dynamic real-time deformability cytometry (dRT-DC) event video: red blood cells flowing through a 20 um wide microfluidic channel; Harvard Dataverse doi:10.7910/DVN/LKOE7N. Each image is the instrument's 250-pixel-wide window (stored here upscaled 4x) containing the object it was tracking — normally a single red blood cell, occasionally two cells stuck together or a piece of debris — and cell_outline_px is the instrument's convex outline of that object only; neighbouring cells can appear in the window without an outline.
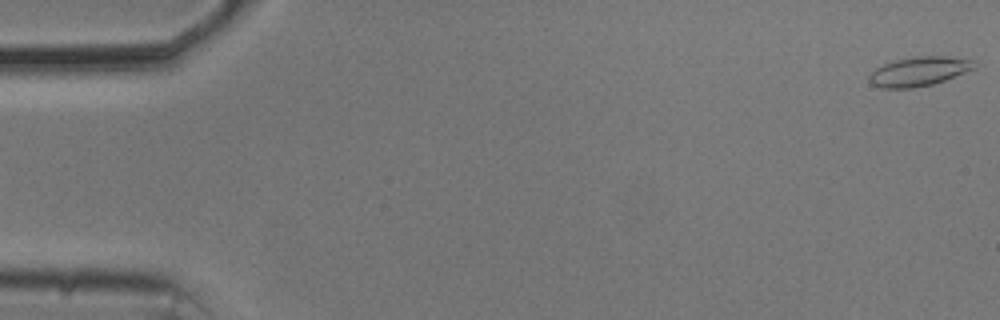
{"species": "common noctule bat (a hibernating species)", "species_latin": "Nyctalus noctula", "temperature_condition": "cold", "stored_images_in_passage": 55, "camera_frame_rate_fps": 3000, "um_per_image_px": 0.085, "animal": {"sex": "male", "body_mass_g": 20.5, "forearm_length_mm": 52.5}, "frame": {"image": 1, "passage_image": 1, "time_ms": 0.0, "image_size_px": [1000, 320], "cell_outline_px": [[976, 68], [944, 80], [932, 84], [912, 88], [880, 88], [872, 84], [868, 80], [868, 76], [876, 68], [884, 64], [896, 60], [916, 56], [948, 56], [972, 60]], "centroid_in_image_um": [78.09, 6.07], "position_along_channel_um": 6.9, "area_um2": 17.74}}
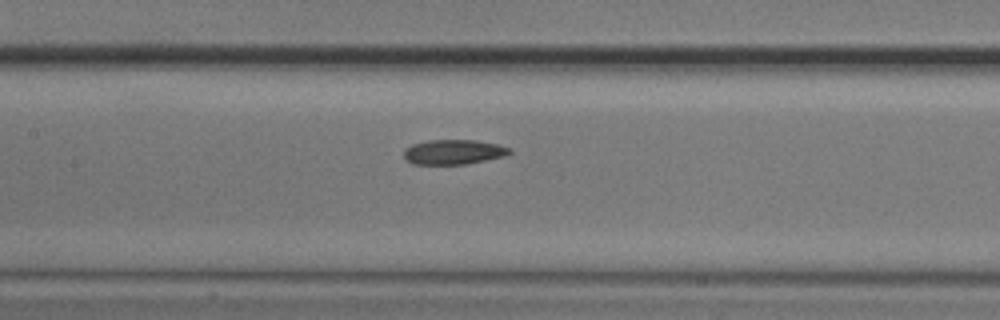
{"frame": {"image": 2, "passage_image": 26, "time_ms": 8.333, "image_size_px": [1000, 320], "cell_outline_px": [[512, 152], [504, 156], [464, 164], [412, 164], [404, 160], [404, 148], [412, 144], [428, 140], [476, 140], [496, 144], [512, 148]], "centroid_in_image_um": [38.51, 12.91], "position_along_channel_um": 168.9, "area_um2": 15.32}}
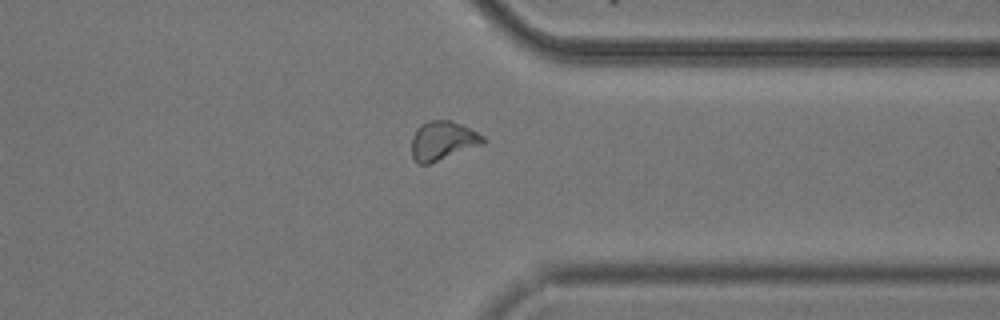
{"frame": {"image": 3, "passage_image": 43, "time_ms": 14.0, "image_size_px": [1000, 320], "cell_outline_px": [[484, 144], [428, 164], [416, 164], [412, 156], [412, 136], [416, 128], [420, 124], [428, 120], [452, 120], [484, 136]], "centroid_in_image_um": [37.59, 11.95], "position_along_channel_um": 373.8, "area_um2": 16.24}}